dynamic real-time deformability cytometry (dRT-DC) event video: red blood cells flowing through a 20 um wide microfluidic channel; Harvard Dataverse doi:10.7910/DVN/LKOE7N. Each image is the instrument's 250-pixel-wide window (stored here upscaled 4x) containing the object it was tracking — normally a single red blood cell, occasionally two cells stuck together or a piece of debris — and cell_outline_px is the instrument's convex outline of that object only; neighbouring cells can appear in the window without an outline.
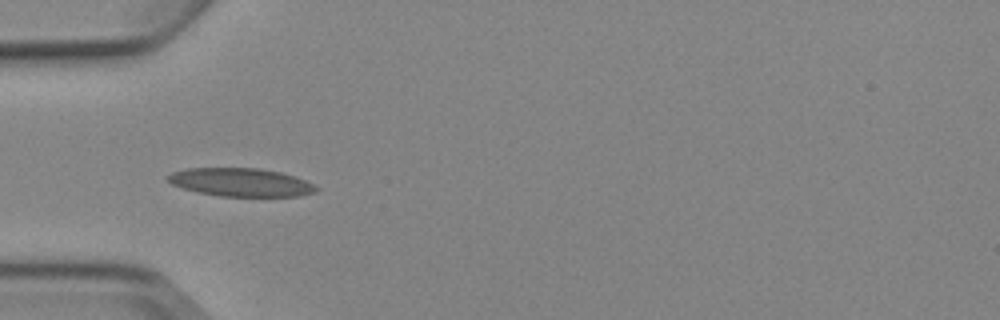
{"species": "Egyptian fruit bat (a non-hibernating species)", "species_latin": "Rousettus aegyptiacus", "temperature_condition": "cold", "stored_images_in_passage": 7, "camera_frame_rate_fps": 3000, "um_per_image_px": 0.085, "animal": {"sex": "female"}, "frame": {"image": 1, "passage_image": 5, "time_ms": 4.667, "image_size_px": [1000, 320], "cell_outline_px": [[320, 188], [316, 192], [300, 196], [220, 196], [200, 192], [184, 188], [172, 184], [168, 180], [168, 176], [172, 172], [188, 168], [260, 168], [280, 172], [304, 180]], "centroid_in_image_um": [20.49, 15.49], "position_along_channel_um": 64.5, "area_um2": 24.16}}
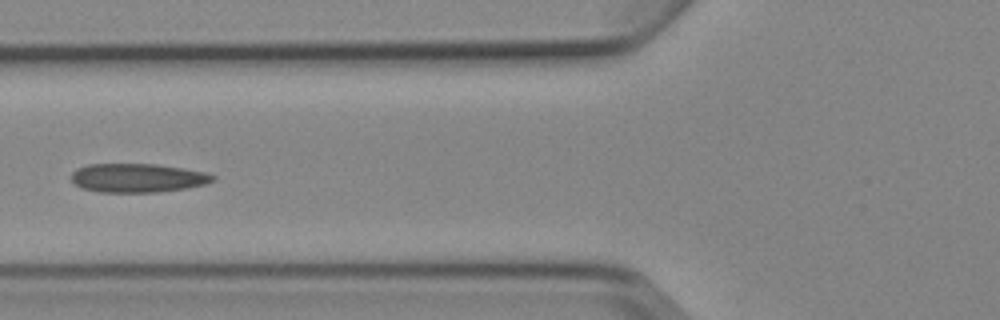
{"frame": {"image": 2, "passage_image": 6, "time_ms": 6.0, "image_size_px": [1000, 320], "cell_outline_px": [[216, 180], [204, 184], [188, 188], [156, 192], [100, 192], [80, 188], [72, 180], [72, 172], [76, 168], [88, 164], [156, 164], [184, 168], [208, 172], [216, 176]], "centroid_in_image_um": [11.72, 15.12], "position_along_channel_um": 114.1, "area_um2": 23.99}}
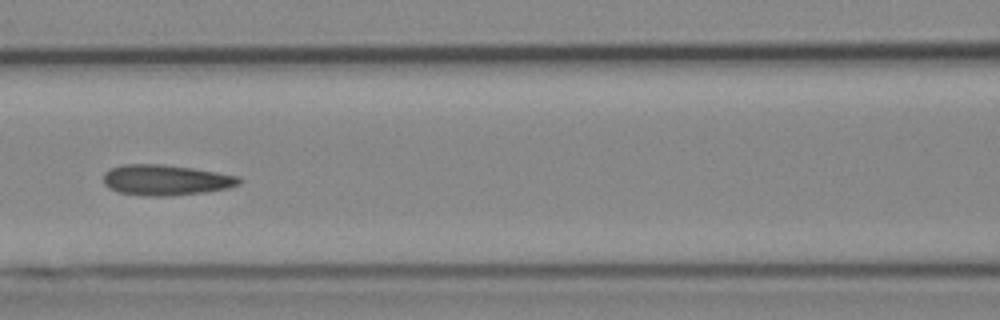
{"frame": {"image": 3, "passage_image": 7, "time_ms": 7.0, "image_size_px": [1000, 320], "cell_outline_px": [[244, 180], [240, 184], [228, 188], [204, 192], [168, 196], [148, 196], [116, 192], [108, 188], [104, 184], [104, 172], [108, 168], [124, 164], [164, 164], [192, 168], [240, 176]], "centroid_in_image_um": [14.08, 15.3], "position_along_channel_um": 152.5, "area_um2": 24.45}}